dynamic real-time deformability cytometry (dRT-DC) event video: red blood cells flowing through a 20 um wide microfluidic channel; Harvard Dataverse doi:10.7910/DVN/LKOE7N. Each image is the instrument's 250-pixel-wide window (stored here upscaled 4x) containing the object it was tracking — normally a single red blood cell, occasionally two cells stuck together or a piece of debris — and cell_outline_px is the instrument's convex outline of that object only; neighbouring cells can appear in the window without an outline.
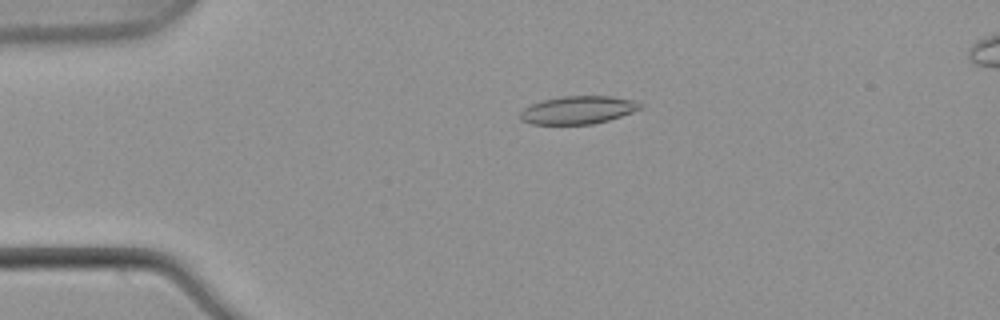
{"species": "common noctule bat (a hibernating species)", "species_latin": "Nyctalus noctula", "temperature_condition": "warm", "stored_images_in_passage": 47, "camera_frame_rate_fps": 3000, "um_per_image_px": 0.085, "animal": {"sex": "male", "body_mass_g": 21.5, "forearm_length_mm": 52.0}, "frame": {"image": 1, "passage_image": 6, "time_ms": 1.667, "image_size_px": [1000, 320], "cell_outline_px": [[644, 108], [608, 120], [592, 124], [532, 124], [520, 120], [520, 112], [524, 108], [532, 104], [544, 100], [560, 96], [612, 96], [632, 100], [644, 104]], "centroid_in_image_um": [49.15, 9.35], "position_along_channel_um": 35.9, "area_um2": 19.54}}
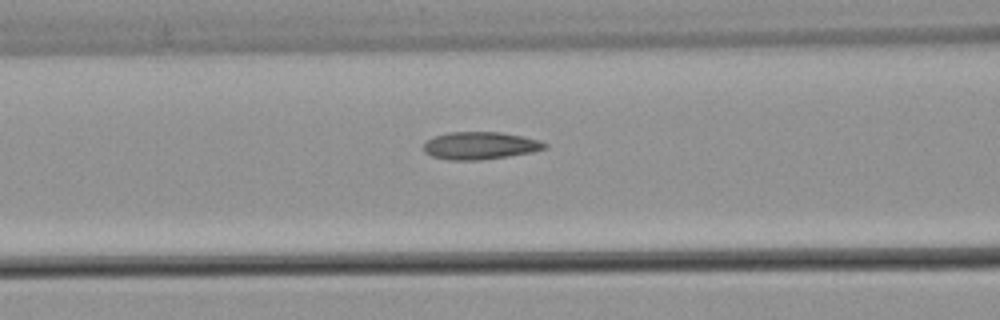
{"frame": {"image": 2, "passage_image": 16, "time_ms": 5.0, "image_size_px": [1000, 320], "cell_outline_px": [[548, 148], [532, 152], [508, 156], [480, 160], [448, 160], [432, 156], [424, 152], [424, 144], [428, 140], [436, 136], [448, 132], [500, 132], [540, 140], [548, 144]], "centroid_in_image_um": [40.83, 12.38], "position_along_channel_um": 125.8, "area_um2": 19.36}}
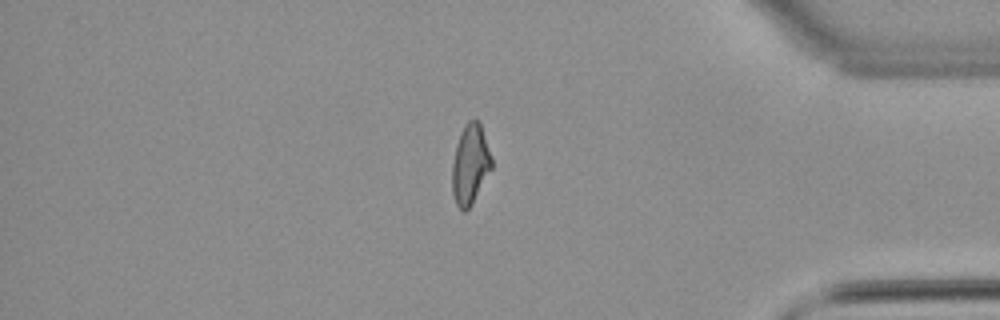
{"frame": {"image": 3, "passage_image": 39, "time_ms": 12.667, "image_size_px": [1000, 320], "cell_outline_px": [[492, 168], [472, 204], [464, 212], [460, 212], [456, 204], [452, 192], [452, 164], [456, 144], [460, 132], [464, 124], [468, 120], [480, 120], [492, 160]], "centroid_in_image_um": [39.95, 13.97], "position_along_channel_um": 395.2, "area_um2": 18.55}, "authors_computed_cell_mechanics": {"area_um2": 18.9006, "velocity_mm_per_s": 3.8956, "shape_relaxation_time_tau1_ms": null, "shape_relaxation_time_tau2_ms": 2.5225, "deformation_change_tau1": null, "deformation_change_tau2": 0.1123}}